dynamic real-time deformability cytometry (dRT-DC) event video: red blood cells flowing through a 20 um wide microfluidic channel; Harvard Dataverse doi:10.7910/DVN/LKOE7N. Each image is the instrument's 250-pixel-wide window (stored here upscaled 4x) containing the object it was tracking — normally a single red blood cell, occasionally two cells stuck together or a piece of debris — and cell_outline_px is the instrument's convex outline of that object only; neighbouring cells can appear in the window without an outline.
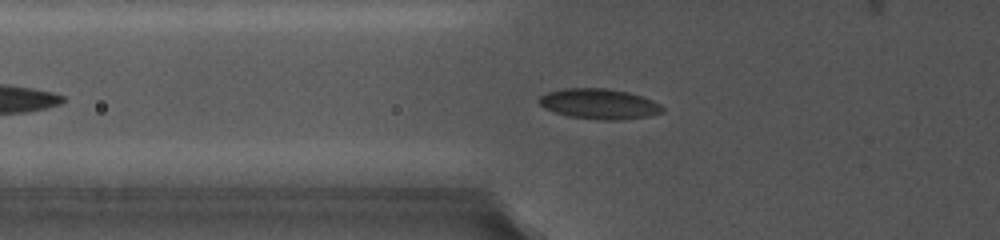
{"species": "common noctule bat (a hibernating species)", "species_latin": "Nyctalus noctula", "temperature_condition": "cold", "stored_images_in_passage": 11, "camera_frame_rate_fps": 5000, "um_per_image_px": 0.085, "animal": {"sex": "female", "body_mass_g": 19.0, "forearm_length_mm": 56.7}, "frame": {"image": 1, "passage_image": 4, "time_ms": 3.0, "image_size_px": [1000, 240], "cell_outline_px": [[664, 112], [648, 116], [616, 120], [604, 120], [568, 116], [544, 108], [536, 100], [540, 96], [548, 92], [564, 88], [608, 88], [628, 92], [652, 100], [660, 104], [664, 108]], "centroid_in_image_um": [50.92, 8.82], "position_along_channel_um": 74.9, "area_um2": 21.73}}
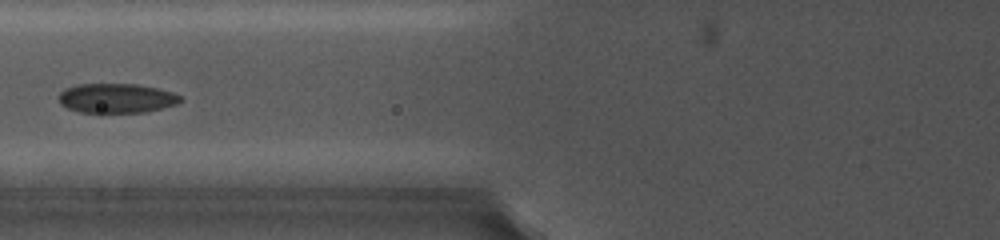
{"frame": {"image": 2, "passage_image": 5, "time_ms": 4.2, "image_size_px": [1000, 240], "cell_outline_px": [[184, 100], [176, 104], [148, 112], [100, 116], [80, 112], [68, 108], [60, 104], [60, 92], [64, 88], [76, 84], [140, 84], [172, 92], [180, 96]], "centroid_in_image_um": [9.88, 8.4], "position_along_channel_um": 115.9, "area_um2": 21.91}}
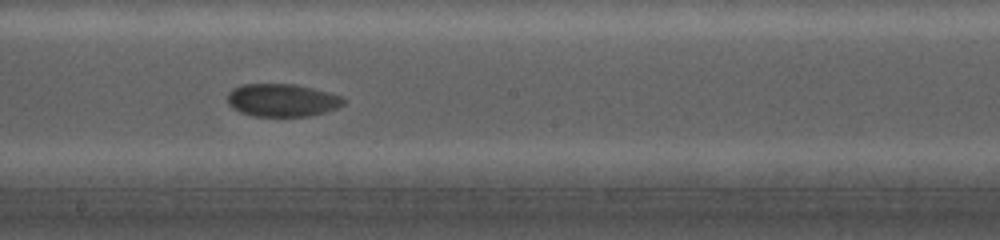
{"frame": {"image": 3, "passage_image": 8, "time_ms": 7.2, "image_size_px": [1000, 240], "cell_outline_px": [[348, 100], [344, 104], [336, 108], [324, 112], [308, 116], [252, 116], [240, 112], [232, 108], [228, 104], [228, 92], [232, 88], [244, 84], [296, 84], [312, 88], [340, 96]], "centroid_in_image_um": [23.96, 8.52], "position_along_channel_um": 224.2, "area_um2": 22.2}}